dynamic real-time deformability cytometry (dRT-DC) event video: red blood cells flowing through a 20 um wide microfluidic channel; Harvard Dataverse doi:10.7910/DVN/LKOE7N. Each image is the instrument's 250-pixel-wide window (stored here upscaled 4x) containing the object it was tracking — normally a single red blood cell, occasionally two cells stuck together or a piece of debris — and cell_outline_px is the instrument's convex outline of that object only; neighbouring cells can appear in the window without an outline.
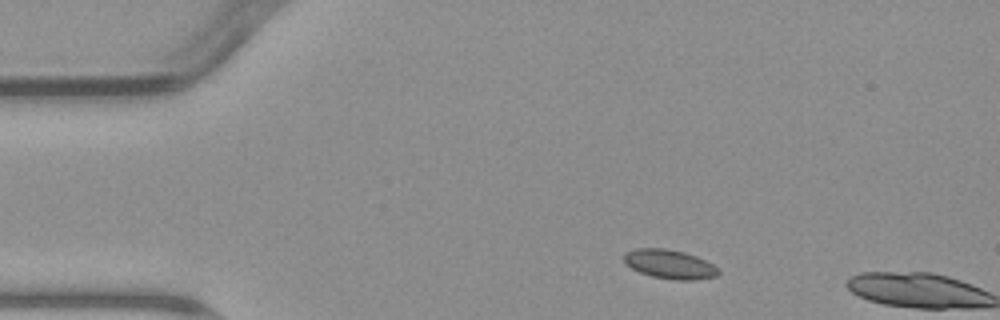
{"species": "common noctule bat (a hibernating species)", "species_latin": "Nyctalus noctula", "temperature_condition": "warm", "stored_images_in_passage": 2, "camera_frame_rate_fps": 3000, "um_per_image_px": 0.085, "animal": {"sex": "male", "body_mass_g": 23.1, "forearm_length_mm": 52.7}, "frame": {"image": 1, "passage_image": 1, "time_ms": 0.0, "image_size_px": [1000, 320], "cell_outline_px": [[720, 272], [716, 276], [696, 280], [676, 280], [652, 276], [640, 272], [624, 264], [624, 252], [636, 248], [664, 248], [684, 252], [696, 256], [712, 264]], "centroid_in_image_um": [56.88, 22.45], "position_along_channel_um": 28.1, "area_um2": 15.95}}